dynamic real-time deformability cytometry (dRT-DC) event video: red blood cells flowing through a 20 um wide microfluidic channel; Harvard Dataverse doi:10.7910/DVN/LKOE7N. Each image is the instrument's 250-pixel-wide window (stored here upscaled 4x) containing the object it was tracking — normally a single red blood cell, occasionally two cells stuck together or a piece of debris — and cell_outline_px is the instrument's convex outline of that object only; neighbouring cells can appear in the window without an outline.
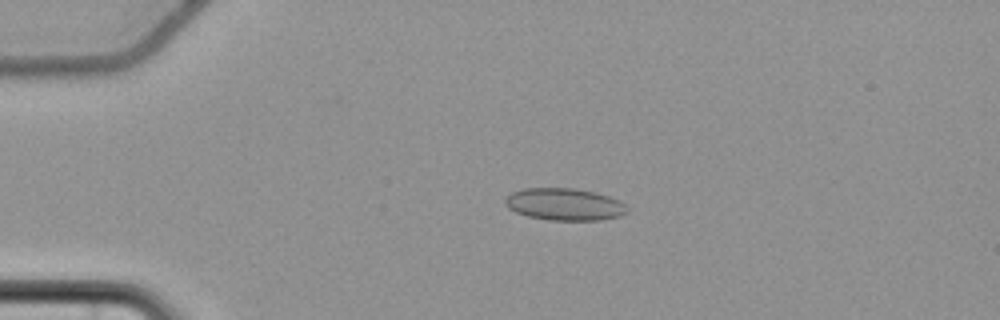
{"species": "common noctule bat (a hibernating species)", "species_latin": "Nyctalus noctula", "temperature_condition": "cold", "stored_images_in_passage": 59, "camera_frame_rate_fps": 3000, "um_per_image_px": 0.085, "animal": {"sex": "female", "body_mass_g": 22.7, "forearm_length_mm": 54.2}, "frame": {"image": 1, "passage_image": 15, "time_ms": 4.667, "image_size_px": [1000, 320], "cell_outline_px": [[628, 212], [620, 216], [600, 220], [548, 220], [528, 216], [516, 212], [508, 208], [504, 204], [504, 200], [512, 192], [524, 188], [576, 188], [596, 192], [620, 200], [628, 208]], "centroid_in_image_um": [47.99, 17.36], "position_along_channel_um": 37.0, "area_um2": 23.0}}
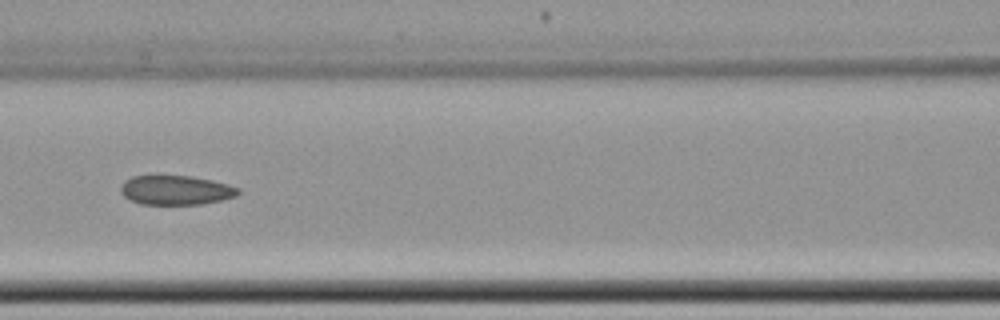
{"frame": {"image": 2, "passage_image": 28, "time_ms": 9.0, "image_size_px": [1000, 320], "cell_outline_px": [[240, 192], [236, 196], [220, 200], [200, 204], [140, 204], [124, 196], [120, 192], [120, 188], [124, 180], [132, 176], [156, 172], [192, 176], [212, 180], [228, 184], [240, 188]], "centroid_in_image_um": [14.89, 16.1], "position_along_channel_um": 151.7, "area_um2": 20.92}}
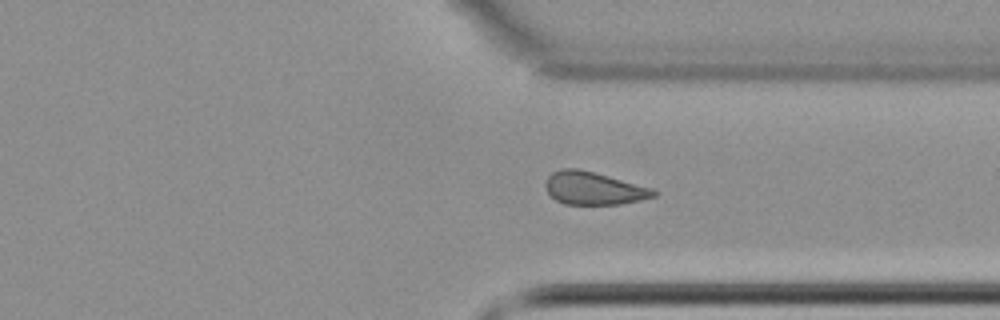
{"frame": {"image": 3, "passage_image": 45, "time_ms": 14.667, "image_size_px": [1000, 320], "cell_outline_px": [[660, 192], [656, 196], [640, 200], [620, 204], [564, 204], [556, 200], [548, 192], [544, 184], [548, 176], [552, 172], [560, 168], [580, 168], [596, 172], [652, 188]], "centroid_in_image_um": [50.47, 15.99], "position_along_channel_um": 360.9, "area_um2": 20.87}, "authors_computed_cell_mechanics": {"area_um2": 21.3282, "velocity_mm_per_s": 3.6825, "shape_relaxation_time_tau1_ms": null, "shape_relaxation_time_tau2_ms": 6.1908, "deformation_change_tau1": null, "deformation_change_tau2": 0.1168}}